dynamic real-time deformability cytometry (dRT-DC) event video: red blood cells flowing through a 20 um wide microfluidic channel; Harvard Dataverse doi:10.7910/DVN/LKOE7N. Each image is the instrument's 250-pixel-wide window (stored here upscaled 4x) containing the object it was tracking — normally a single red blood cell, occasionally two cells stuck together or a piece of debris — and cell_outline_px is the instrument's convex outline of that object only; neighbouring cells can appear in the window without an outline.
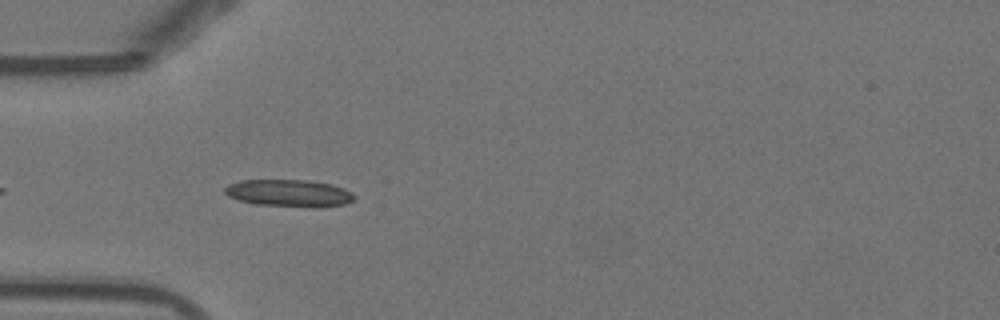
{"species": "Egyptian fruit bat (a non-hibernating species)", "species_latin": "Rousettus aegyptiacus", "temperature_condition": "warm", "stored_images_in_passage": 33, "camera_frame_rate_fps": 3000, "um_per_image_px": 0.085, "animal": {"sex": "female"}, "frame": {"image": 1, "passage_image": 3, "time_ms": 0.667, "image_size_px": [1000, 320], "cell_outline_px": [[356, 196], [352, 200], [344, 204], [256, 204], [236, 200], [228, 196], [224, 192], [224, 188], [228, 184], [240, 180], [308, 180], [332, 184], [344, 188], [352, 192]], "centroid_in_image_um": [24.47, 16.35], "position_along_channel_um": 60.5, "area_um2": 19.48}}
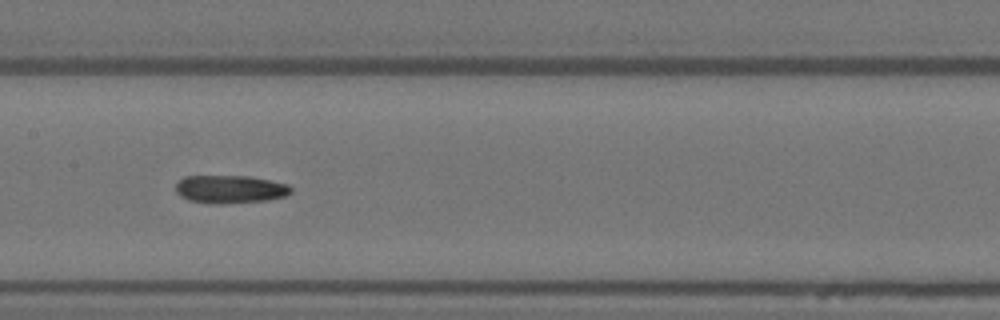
{"frame": {"image": 2, "passage_image": 13, "time_ms": 4.0, "image_size_px": [1000, 320], "cell_outline_px": [[292, 192], [284, 196], [268, 200], [224, 204], [220, 204], [188, 200], [180, 196], [176, 192], [176, 184], [184, 176], [248, 176], [288, 184], [292, 188]], "centroid_in_image_um": [19.56, 16.08], "position_along_channel_um": 187.8, "area_um2": 18.79}}
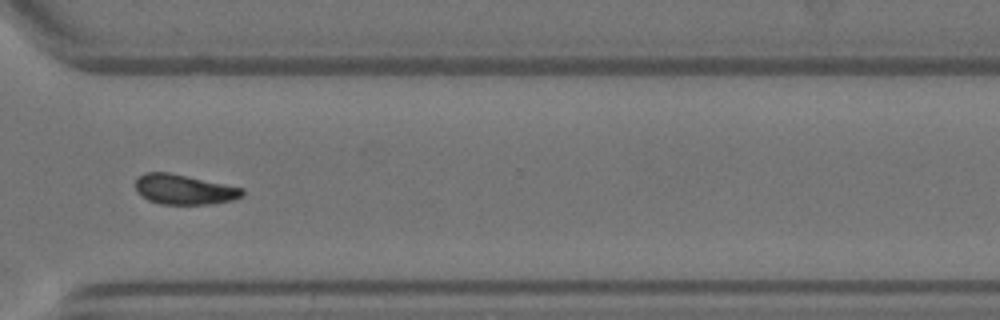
{"frame": {"image": 3, "passage_image": 26, "time_ms": 8.333, "image_size_px": [1000, 320], "cell_outline_px": [[244, 196], [232, 200], [208, 204], [160, 204], [148, 200], [140, 196], [136, 192], [136, 176], [144, 172], [168, 172], [244, 188]], "centroid_in_image_um": [15.61, 16.1], "position_along_channel_um": 355.0, "area_um2": 18.79}, "authors_computed_cell_mechanics": {"area_um2": 18.9584, "velocity_mm_per_s": 3.8709, "shape_relaxation_time_tau1_ms": 4.9374, "shape_relaxation_time_tau2_ms": null, "deformation_change_tau1": 0.136, "deformation_change_tau2": null}}